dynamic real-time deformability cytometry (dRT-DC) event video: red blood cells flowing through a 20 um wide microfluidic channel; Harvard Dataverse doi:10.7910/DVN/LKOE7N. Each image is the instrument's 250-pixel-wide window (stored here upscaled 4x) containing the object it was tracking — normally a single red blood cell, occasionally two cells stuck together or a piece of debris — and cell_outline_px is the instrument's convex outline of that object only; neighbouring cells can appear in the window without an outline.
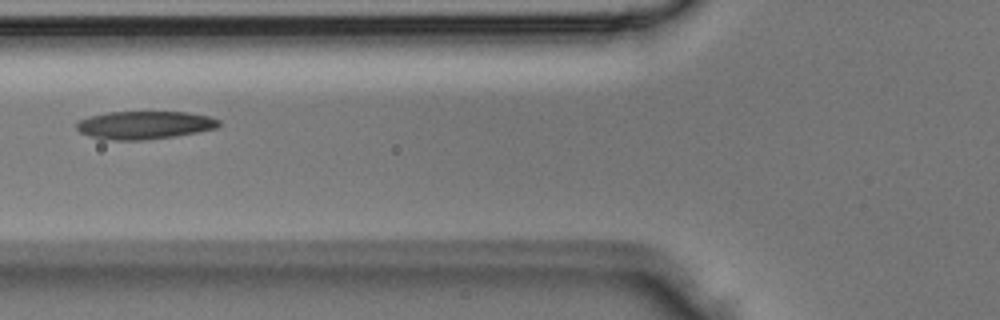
{"species": "Egyptian fruit bat (a non-hibernating species)", "species_latin": "Rousettus aegyptiacus", "temperature_condition": "room temperature", "stored_images_in_passage": 5, "camera_frame_rate_fps": 3000, "um_per_image_px": 0.085, "animal": {"sex": "male"}, "frame": {"image": 1, "passage_image": 5, "time_ms": 1.333, "image_size_px": [1000, 320], "cell_outline_px": [[220, 124], [216, 128], [176, 136], [144, 140], [112, 140], [92, 136], [80, 132], [76, 128], [76, 124], [80, 120], [92, 116], [108, 112], [188, 112], [208, 116], [220, 120]], "centroid_in_image_um": [12.31, 10.63], "position_along_channel_um": 113.5, "area_um2": 23.0}}